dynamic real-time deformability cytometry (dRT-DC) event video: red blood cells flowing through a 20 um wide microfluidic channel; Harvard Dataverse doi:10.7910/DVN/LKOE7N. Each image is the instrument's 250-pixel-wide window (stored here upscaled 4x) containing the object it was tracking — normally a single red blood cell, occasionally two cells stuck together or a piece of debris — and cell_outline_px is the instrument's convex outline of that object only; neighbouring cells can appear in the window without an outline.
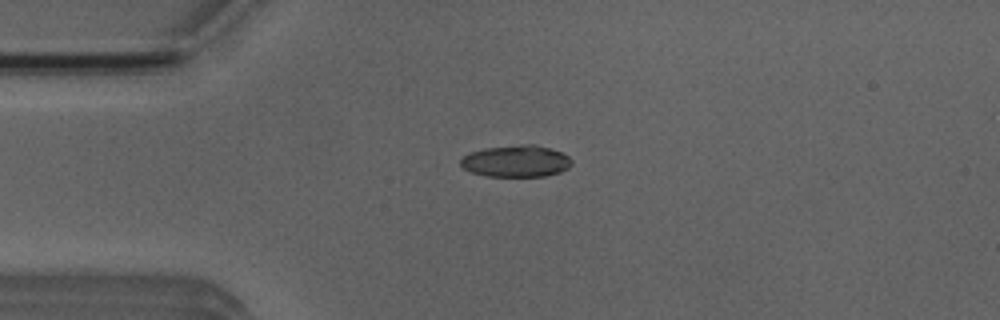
{"species": "Egyptian fruit bat (a non-hibernating species)", "species_latin": "Rousettus aegyptiacus", "temperature_condition": "room temperature", "stored_images_in_passage": 3, "camera_frame_rate_fps": 3000, "um_per_image_px": 0.085, "animal": {"sex": "male"}, "frame": {"image": 1, "passage_image": 1, "time_ms": 0.0, "image_size_px": [1000, 320], "cell_outline_px": [[572, 164], [568, 168], [560, 172], [544, 176], [488, 176], [468, 172], [460, 164], [460, 160], [464, 156], [472, 152], [484, 148], [524, 144], [536, 144], [560, 152], [568, 156], [572, 160]], "centroid_in_image_um": [43.86, 13.7], "position_along_channel_um": 41.1, "area_um2": 20.52}}